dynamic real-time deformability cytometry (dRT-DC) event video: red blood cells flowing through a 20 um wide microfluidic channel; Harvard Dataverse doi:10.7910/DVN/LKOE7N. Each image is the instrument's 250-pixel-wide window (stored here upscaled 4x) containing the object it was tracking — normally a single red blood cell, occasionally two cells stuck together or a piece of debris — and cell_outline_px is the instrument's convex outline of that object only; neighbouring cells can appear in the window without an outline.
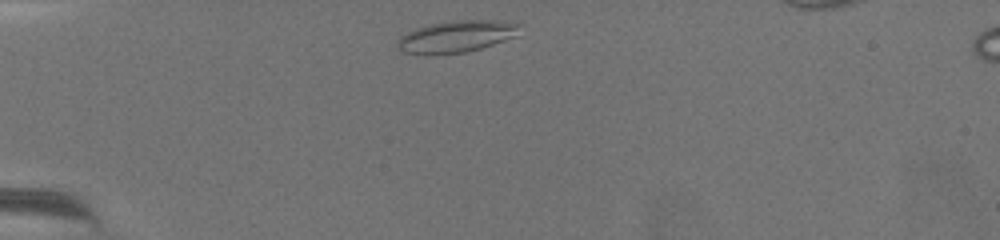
{"species": "common noctule bat (a hibernating species)", "species_latin": "Nyctalus noctula", "temperature_condition": "warm", "stored_images_in_passage": 43, "camera_frame_rate_fps": 3000, "um_per_image_px": 0.085, "animal": {"sex": "female", "body_mass_g": 19.5, "forearm_length_mm": 54.1}, "frame": {"image": 1, "passage_image": 2, "time_ms": 0.333, "image_size_px": [1000, 240], "cell_outline_px": [[520, 24], [516, 36], [480, 48], [464, 52], [428, 56], [404, 52], [396, 48], [396, 40], [400, 36], [416, 28], [448, 20], [496, 20]], "centroid_in_image_um": [38.71, 3.11], "position_along_channel_um": 46.3, "area_um2": 22.77}}
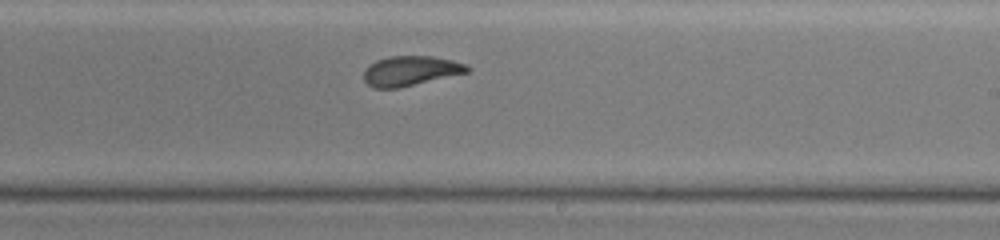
{"frame": {"image": 2, "passage_image": 27, "time_ms": 8.667, "image_size_px": [1000, 240], "cell_outline_px": [[472, 68], [468, 72], [400, 88], [376, 88], [368, 84], [364, 80], [364, 68], [368, 64], [376, 60], [388, 56], [432, 56], [452, 60], [464, 64]], "centroid_in_image_um": [34.87, 6.02], "position_along_channel_um": 254.1, "area_um2": 18.03}}
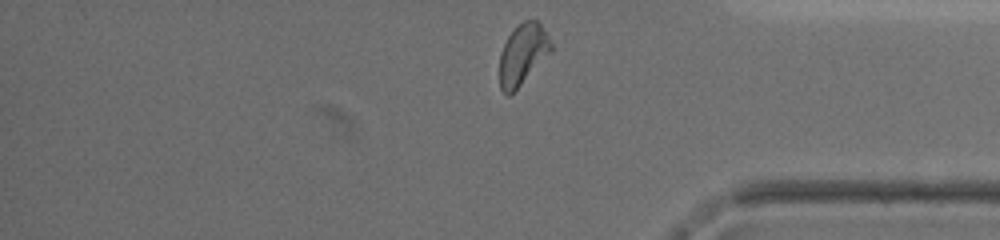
{"frame": {"image": 3, "passage_image": 42, "time_ms": 13.667, "image_size_px": [1000, 240], "cell_outline_px": [[552, 52], [508, 96], [500, 88], [500, 52], [508, 36], [516, 24], [524, 20], [536, 20], [540, 24], [548, 36], [552, 44]], "centroid_in_image_um": [44.43, 4.57], "position_along_channel_um": 390.8, "area_um2": 18.03}, "authors_computed_cell_mechanics": {"area_um2": 18.6694, "velocity_mm_per_s": 2.9384, "shape_relaxation_time_tau1_ms": 10.1088, "shape_relaxation_time_tau2_ms": 1.7157, "deformation_change_tau1": 0.1904, "deformation_change_tau2": 0.0777}}